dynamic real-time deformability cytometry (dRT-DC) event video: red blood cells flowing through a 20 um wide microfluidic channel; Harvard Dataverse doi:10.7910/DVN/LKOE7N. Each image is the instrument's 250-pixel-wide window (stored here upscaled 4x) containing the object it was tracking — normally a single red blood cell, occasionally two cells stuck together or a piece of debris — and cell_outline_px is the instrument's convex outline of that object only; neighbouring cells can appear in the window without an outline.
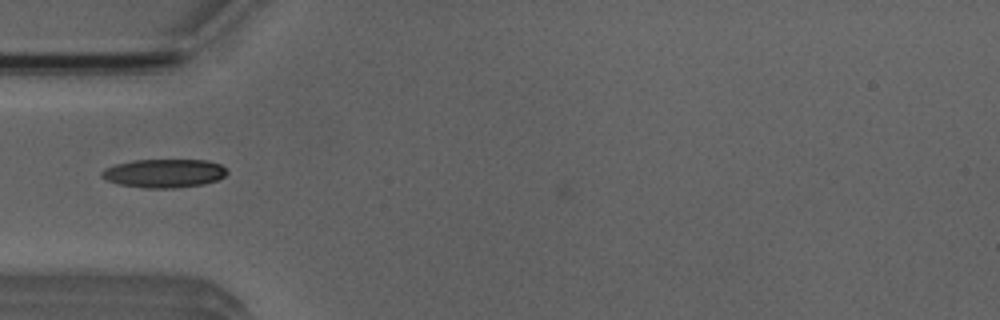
{"species": "Egyptian fruit bat (a non-hibernating species)", "species_latin": "Rousettus aegyptiacus", "temperature_condition": "room temperature", "stored_images_in_passage": 20, "camera_frame_rate_fps": 3000, "um_per_image_px": 0.085, "animal": {"sex": "male"}, "frame": {"image": 1, "passage_image": 17, "time_ms": 5.333, "image_size_px": [1000, 320], "cell_outline_px": [[228, 172], [224, 176], [216, 180], [204, 184], [176, 188], [144, 188], [120, 184], [108, 180], [100, 176], [100, 172], [104, 168], [116, 164], [132, 160], [208, 160], [220, 164], [228, 168]], "centroid_in_image_um": [13.96, 14.72], "position_along_channel_um": 71.0, "area_um2": 20.98}}